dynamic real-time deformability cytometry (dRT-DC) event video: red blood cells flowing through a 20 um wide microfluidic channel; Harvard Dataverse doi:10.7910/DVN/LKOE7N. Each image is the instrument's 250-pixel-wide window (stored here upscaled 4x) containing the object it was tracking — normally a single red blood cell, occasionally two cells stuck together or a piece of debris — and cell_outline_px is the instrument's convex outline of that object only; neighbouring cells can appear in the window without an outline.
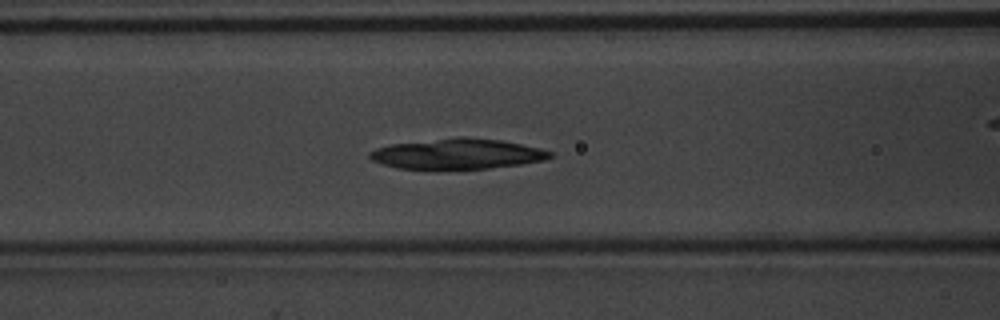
{"species": "common noctule bat (a hibernating species)", "species_latin": "Nyctalus noctula", "temperature_condition": "warm", "stored_images_in_passage": 38, "segment_of_instrument_passage": [1, 2], "camera_frame_rate_fps": 3000, "um_per_image_px": 0.085, "animal": {"sex": "male", "body_mass_g": 20.1, "forearm_length_mm": 53.5}, "frame": {"image": 1, "passage_image": 6, "time_ms": 1.667, "image_size_px": [1000, 320], "cell_outline_px": [[556, 152], [552, 156], [544, 160], [520, 164], [488, 168], [396, 168], [372, 160], [368, 156], [368, 152], [376, 148], [392, 144], [460, 136], [464, 136], [500, 140], [540, 148]], "centroid_in_image_um": [38.9, 13.06], "position_along_channel_um": 127.7, "area_um2": 31.62}}